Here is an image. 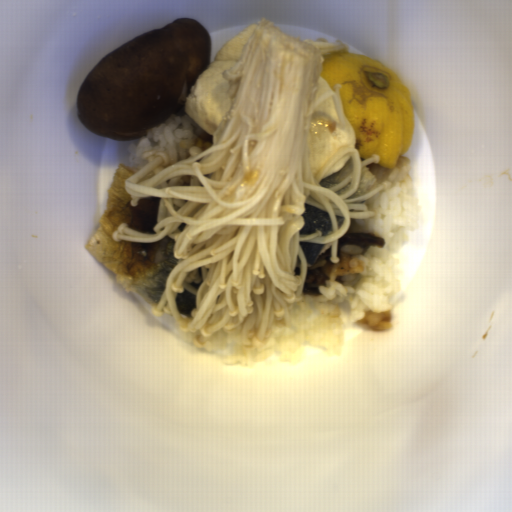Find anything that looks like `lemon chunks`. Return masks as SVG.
Here are the masks:
<instances>
[{
    "label": "lemon chunks",
    "instance_id": "e0be4373",
    "mask_svg": "<svg viewBox=\"0 0 512 512\" xmlns=\"http://www.w3.org/2000/svg\"><path fill=\"white\" fill-rule=\"evenodd\" d=\"M340 89L344 114L355 129L360 162L373 155L392 168L411 150L415 116L412 94L401 77L373 57L342 52L324 56L321 73Z\"/></svg>",
    "mask_w": 512,
    "mask_h": 512
}]
</instances>
